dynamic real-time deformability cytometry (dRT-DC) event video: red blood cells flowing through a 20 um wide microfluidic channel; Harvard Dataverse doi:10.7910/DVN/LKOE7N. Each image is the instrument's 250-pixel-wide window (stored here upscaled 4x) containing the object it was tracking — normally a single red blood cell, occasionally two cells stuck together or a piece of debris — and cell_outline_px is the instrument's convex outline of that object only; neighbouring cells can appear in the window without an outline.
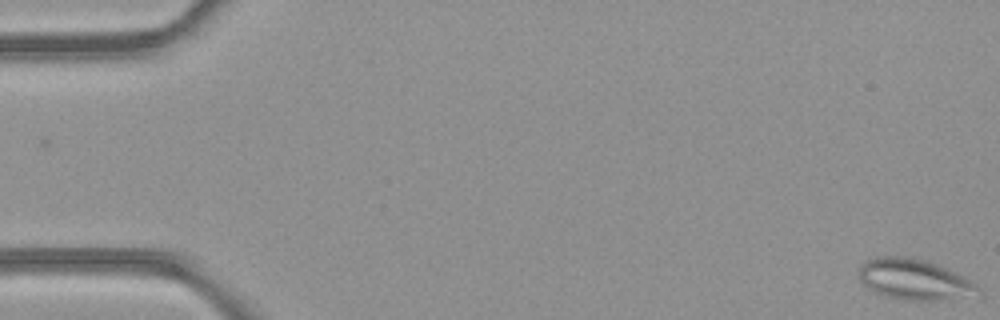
{"species": "common noctule bat (a hibernating species)", "species_latin": "Nyctalus noctula", "temperature_condition": "room temperature", "stored_images_in_passage": 51, "segment_of_instrument_passage": [1, 2], "camera_frame_rate_fps": 3000, "um_per_image_px": 0.085, "animal": {"sex": "female", "body_mass_g": 21.9}, "frame": {"image": 1, "passage_image": 1, "time_ms": 0.0, "image_size_px": [1000, 320], "cell_outline_px": [[984, 296], [936, 300], [904, 300], [884, 296], [872, 292], [860, 280], [856, 272], [860, 264], [864, 260], [876, 256], [908, 256], [928, 260], [972, 280], [984, 292]], "centroid_in_image_um": [77.73, 23.75], "position_along_channel_um": 7.3, "area_um2": 29.25}}
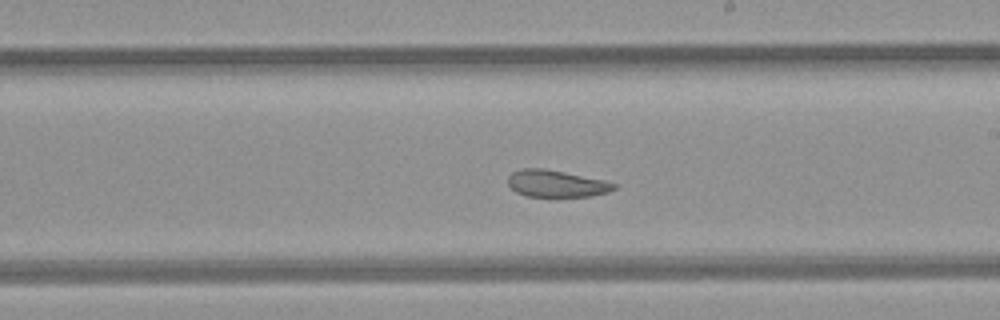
{"frame": {"image": 2, "passage_image": 29, "time_ms": 9.333, "image_size_px": [1000, 320], "cell_outline_px": [[616, 188], [608, 192], [592, 196], [524, 196], [516, 192], [508, 184], [508, 176], [512, 172], [524, 168], [544, 168], [604, 180], [616, 184]], "centroid_in_image_um": [47.27, 15.6], "position_along_channel_um": 241.7, "area_um2": 16.53}}
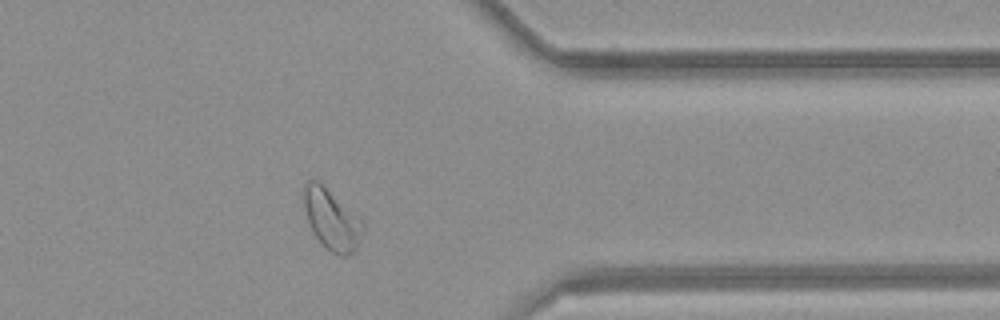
{"frame": {"image": 3, "passage_image": 40, "time_ms": 13.0, "image_size_px": [1000, 320], "cell_outline_px": [[364, 228], [360, 240], [356, 248], [352, 252], [344, 256], [340, 256], [332, 252], [312, 232], [308, 220], [304, 204], [304, 184], [312, 176], [356, 216], [364, 224]], "centroid_in_image_um": [28.17, 18.66], "position_along_channel_um": 383.2, "area_um2": 20.0}}